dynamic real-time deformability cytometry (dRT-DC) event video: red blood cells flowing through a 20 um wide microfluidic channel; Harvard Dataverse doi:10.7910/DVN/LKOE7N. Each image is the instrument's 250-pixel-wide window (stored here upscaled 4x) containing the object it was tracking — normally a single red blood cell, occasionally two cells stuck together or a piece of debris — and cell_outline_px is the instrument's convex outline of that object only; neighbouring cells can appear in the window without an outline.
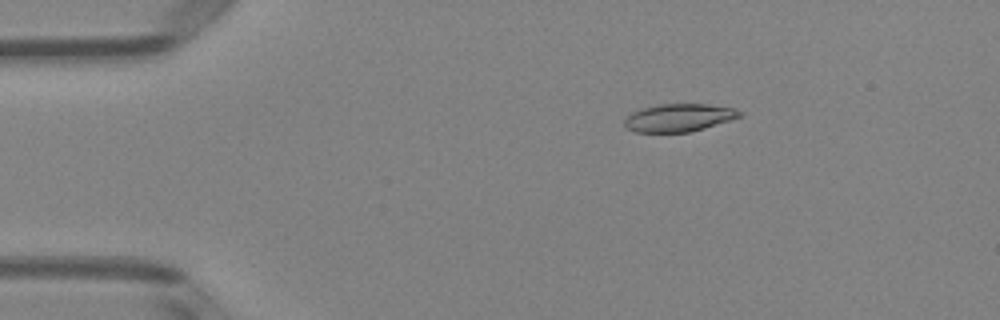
{"species": "Egyptian fruit bat (a non-hibernating species)", "species_latin": "Rousettus aegyptiacus", "temperature_condition": "room temperature", "stored_images_in_passage": 51, "camera_frame_rate_fps": 3000, "um_per_image_px": 0.085, "animal": {"sex": "female"}, "frame": {"image": 1, "passage_image": 9, "time_ms": 2.667, "image_size_px": [1000, 320], "cell_outline_px": [[744, 116], [704, 128], [688, 132], [636, 132], [628, 128], [624, 124], [624, 120], [632, 112], [640, 108], [656, 104], [708, 104], [736, 108], [744, 112]], "centroid_in_image_um": [57.75, 9.99], "position_along_channel_um": 27.2, "area_um2": 18.84}}
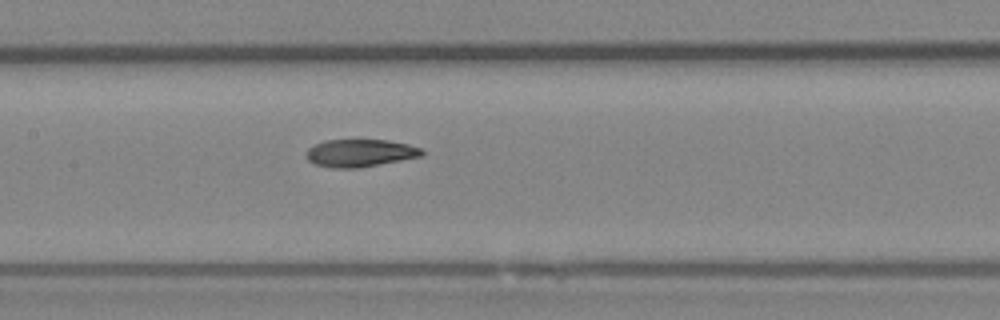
{"frame": {"image": 2, "passage_image": 25, "time_ms": 8.0, "image_size_px": [1000, 320], "cell_outline_px": [[424, 156], [360, 168], [332, 168], [312, 164], [308, 160], [308, 148], [312, 144], [324, 140], [388, 140], [408, 144], [424, 148]], "centroid_in_image_um": [30.64, 13.01], "position_along_channel_um": 176.8, "area_um2": 18.9}}
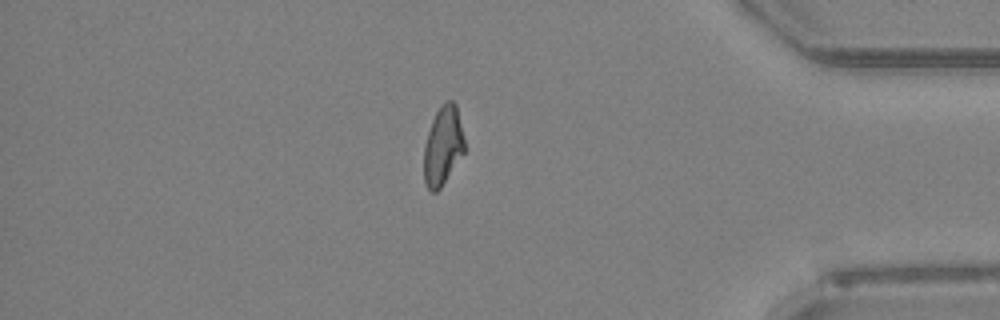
{"frame": {"image": 3, "passage_image": 44, "time_ms": 14.333, "image_size_px": [1000, 320], "cell_outline_px": [[464, 152], [440, 188], [436, 192], [432, 192], [424, 184], [424, 148], [428, 132], [432, 120], [436, 112], [444, 100], [452, 100], [456, 104], [464, 140]], "centroid_in_image_um": [37.63, 12.38], "position_along_channel_um": 397.6, "area_um2": 18.44}, "authors_computed_cell_mechanics": {"area_um2": 19.2474, "velocity_mm_per_s": 3.9725, "shape_relaxation_time_tau1_ms": null, "shape_relaxation_time_tau2_ms": 2.0991, "deformation_change_tau1": null, "deformation_change_tau2": 0.0866}}